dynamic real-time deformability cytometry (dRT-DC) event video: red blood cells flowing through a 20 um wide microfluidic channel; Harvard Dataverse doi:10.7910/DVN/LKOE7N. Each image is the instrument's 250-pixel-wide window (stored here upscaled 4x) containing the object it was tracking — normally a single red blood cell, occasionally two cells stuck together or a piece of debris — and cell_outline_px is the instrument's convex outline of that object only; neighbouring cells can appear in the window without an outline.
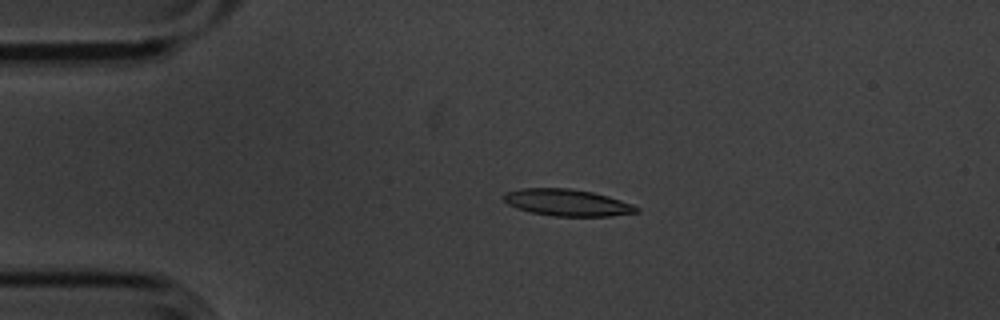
{"species": "common noctule bat (a hibernating species)", "species_latin": "Nyctalus noctula", "temperature_condition": "cold", "stored_images_in_passage": 5, "camera_frame_rate_fps": 3000, "um_per_image_px": 0.085, "animal": {"sex": "male", "body_mass_g": 20.1, "forearm_length_mm": 53.5}, "frame": {"image": 1, "passage_image": 3, "time_ms": 0.667, "image_size_px": [1000, 320], "cell_outline_px": [[640, 212], [608, 216], [556, 216], [528, 212], [516, 208], [508, 204], [504, 200], [504, 192], [520, 188], [568, 188], [592, 192], [608, 196], [632, 204], [640, 208]], "centroid_in_image_um": [48.2, 17.22], "position_along_channel_um": 36.8, "area_um2": 20.75}}
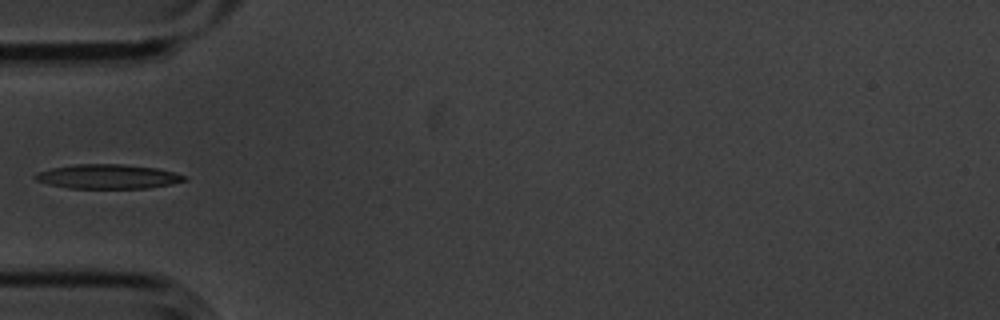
{"frame": {"image": 2, "passage_image": 5, "time_ms": 1.333, "image_size_px": [1000, 320], "cell_outline_px": [[188, 180], [172, 184], [148, 188], [68, 188], [48, 184], [36, 180], [32, 176], [36, 172], [52, 168], [76, 164], [120, 164], [156, 168], [188, 176]], "centroid_in_image_um": [9.17, 15.01], "position_along_channel_um": 75.8, "area_um2": 21.21}}